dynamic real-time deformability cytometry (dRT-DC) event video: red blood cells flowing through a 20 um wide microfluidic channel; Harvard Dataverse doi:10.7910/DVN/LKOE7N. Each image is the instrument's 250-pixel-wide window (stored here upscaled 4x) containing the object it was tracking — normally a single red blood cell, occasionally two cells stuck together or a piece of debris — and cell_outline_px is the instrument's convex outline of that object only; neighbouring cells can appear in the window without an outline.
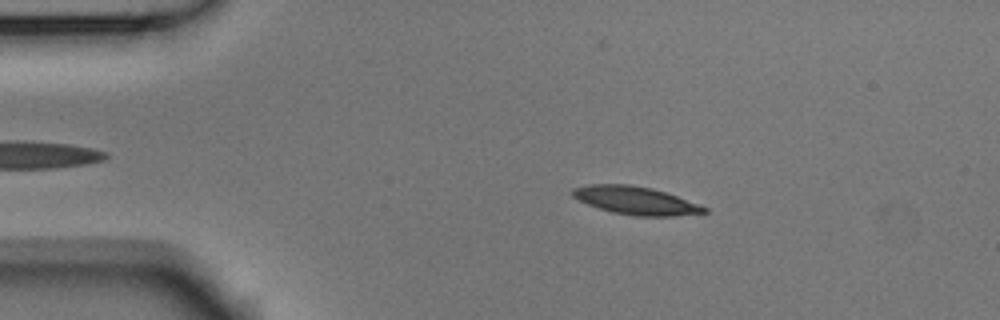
{"species": "Egyptian fruit bat (a non-hibernating species)", "species_latin": "Rousettus aegyptiacus", "temperature_condition": "room temperature", "stored_images_in_passage": 27, "camera_frame_rate_fps": 3000, "um_per_image_px": 0.085, "animal": {"sex": "male"}, "frame": {"image": 1, "passage_image": 9, "time_ms": 2.667, "image_size_px": [1000, 320], "cell_outline_px": [[708, 212], [672, 216], [636, 216], [612, 212], [588, 204], [572, 196], [568, 192], [572, 188], [588, 184], [628, 184], [652, 188], [676, 196], [708, 208]], "centroid_in_image_um": [53.98, 17.03], "position_along_channel_um": 31.0, "area_um2": 21.33}}
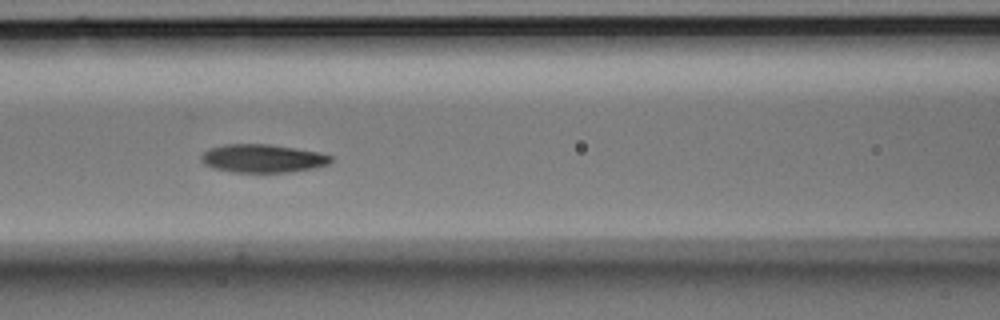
{"frame": {"image": 2, "passage_image": 22, "time_ms": 7.0, "image_size_px": [1000, 320], "cell_outline_px": [[332, 160], [328, 164], [316, 168], [288, 172], [232, 172], [212, 168], [204, 164], [200, 160], [200, 156], [208, 148], [224, 144], [268, 144], [296, 148], [320, 152], [332, 156]], "centroid_in_image_um": [22.31, 13.46], "position_along_channel_um": 144.3, "area_um2": 21.56}}
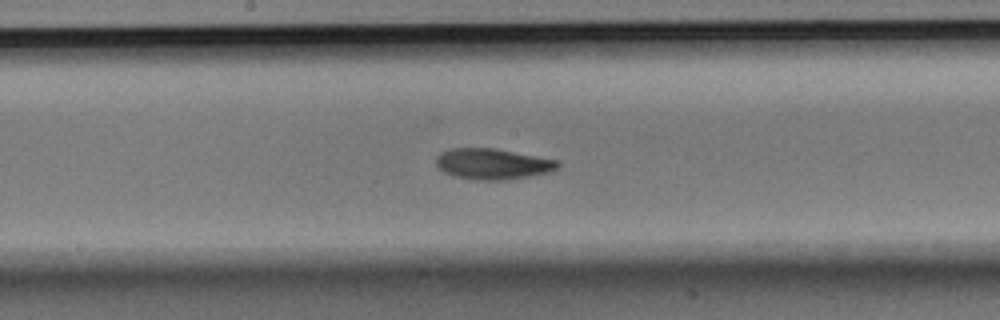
{"frame": {"image": 3, "passage_image": 27, "time_ms": 8.667, "image_size_px": [1000, 320], "cell_outline_px": [[560, 164], [556, 168], [548, 172], [508, 180], [472, 180], [452, 176], [436, 168], [436, 156], [440, 152], [448, 148], [496, 148], [560, 160]], "centroid_in_image_um": [41.83, 13.93], "position_along_channel_um": 206.4, "area_um2": 22.25}}